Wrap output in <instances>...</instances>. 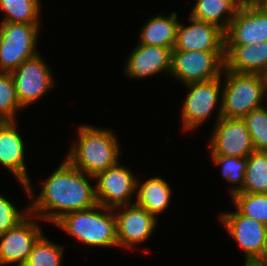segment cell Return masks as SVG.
Masks as SVG:
<instances>
[{
    "mask_svg": "<svg viewBox=\"0 0 267 266\" xmlns=\"http://www.w3.org/2000/svg\"><path fill=\"white\" fill-rule=\"evenodd\" d=\"M225 51H172L170 76L183 85L212 80L222 76Z\"/></svg>",
    "mask_w": 267,
    "mask_h": 266,
    "instance_id": "52a82bcc",
    "label": "cell"
},
{
    "mask_svg": "<svg viewBox=\"0 0 267 266\" xmlns=\"http://www.w3.org/2000/svg\"><path fill=\"white\" fill-rule=\"evenodd\" d=\"M40 0H0L1 23L40 24Z\"/></svg>",
    "mask_w": 267,
    "mask_h": 266,
    "instance_id": "7402d4cb",
    "label": "cell"
},
{
    "mask_svg": "<svg viewBox=\"0 0 267 266\" xmlns=\"http://www.w3.org/2000/svg\"><path fill=\"white\" fill-rule=\"evenodd\" d=\"M221 77L203 82H194L184 85L188 88V93L182 103L181 120L184 130L198 128L214 112L219 103L217 122L221 119L222 92ZM221 92V93H220ZM221 94V95H220ZM206 119V120H205Z\"/></svg>",
    "mask_w": 267,
    "mask_h": 266,
    "instance_id": "8992f818",
    "label": "cell"
},
{
    "mask_svg": "<svg viewBox=\"0 0 267 266\" xmlns=\"http://www.w3.org/2000/svg\"><path fill=\"white\" fill-rule=\"evenodd\" d=\"M242 119L250 133L254 150L267 151V109L265 106L252 110Z\"/></svg>",
    "mask_w": 267,
    "mask_h": 266,
    "instance_id": "83f0119b",
    "label": "cell"
},
{
    "mask_svg": "<svg viewBox=\"0 0 267 266\" xmlns=\"http://www.w3.org/2000/svg\"><path fill=\"white\" fill-rule=\"evenodd\" d=\"M219 216L224 228L244 252L245 261H256L261 256L267 226L242 215L237 209L235 212H222Z\"/></svg>",
    "mask_w": 267,
    "mask_h": 266,
    "instance_id": "9a60e30c",
    "label": "cell"
},
{
    "mask_svg": "<svg viewBox=\"0 0 267 266\" xmlns=\"http://www.w3.org/2000/svg\"><path fill=\"white\" fill-rule=\"evenodd\" d=\"M214 125L208 144L211 155L246 158L254 151L250 133L243 119L222 116Z\"/></svg>",
    "mask_w": 267,
    "mask_h": 266,
    "instance_id": "7c38bea8",
    "label": "cell"
},
{
    "mask_svg": "<svg viewBox=\"0 0 267 266\" xmlns=\"http://www.w3.org/2000/svg\"><path fill=\"white\" fill-rule=\"evenodd\" d=\"M116 135L107 128L80 125L75 141L66 159L77 169L95 176L119 162L120 147Z\"/></svg>",
    "mask_w": 267,
    "mask_h": 266,
    "instance_id": "7a4b0ae2",
    "label": "cell"
},
{
    "mask_svg": "<svg viewBox=\"0 0 267 266\" xmlns=\"http://www.w3.org/2000/svg\"><path fill=\"white\" fill-rule=\"evenodd\" d=\"M267 67V41L254 45H225V68L240 73H260Z\"/></svg>",
    "mask_w": 267,
    "mask_h": 266,
    "instance_id": "ac0fdd59",
    "label": "cell"
},
{
    "mask_svg": "<svg viewBox=\"0 0 267 266\" xmlns=\"http://www.w3.org/2000/svg\"><path fill=\"white\" fill-rule=\"evenodd\" d=\"M256 262L267 264V232L265 235L264 246L261 252V256L256 260Z\"/></svg>",
    "mask_w": 267,
    "mask_h": 266,
    "instance_id": "4dcf8cb0",
    "label": "cell"
},
{
    "mask_svg": "<svg viewBox=\"0 0 267 266\" xmlns=\"http://www.w3.org/2000/svg\"><path fill=\"white\" fill-rule=\"evenodd\" d=\"M224 37L225 45H254L267 41V10L262 5L238 8Z\"/></svg>",
    "mask_w": 267,
    "mask_h": 266,
    "instance_id": "5bb4252c",
    "label": "cell"
},
{
    "mask_svg": "<svg viewBox=\"0 0 267 266\" xmlns=\"http://www.w3.org/2000/svg\"><path fill=\"white\" fill-rule=\"evenodd\" d=\"M212 162L215 165L221 167L222 176L225 180L233 185L229 190L233 196L235 193L239 192L243 187L244 175L247 169V157H235L227 155H211Z\"/></svg>",
    "mask_w": 267,
    "mask_h": 266,
    "instance_id": "484cf974",
    "label": "cell"
},
{
    "mask_svg": "<svg viewBox=\"0 0 267 266\" xmlns=\"http://www.w3.org/2000/svg\"><path fill=\"white\" fill-rule=\"evenodd\" d=\"M120 208V212H117ZM114 208L118 247L133 248L152 236L158 219L135 202ZM122 208V209H121Z\"/></svg>",
    "mask_w": 267,
    "mask_h": 266,
    "instance_id": "30bf717a",
    "label": "cell"
},
{
    "mask_svg": "<svg viewBox=\"0 0 267 266\" xmlns=\"http://www.w3.org/2000/svg\"><path fill=\"white\" fill-rule=\"evenodd\" d=\"M261 80H262V84L264 87V92L267 96V67L265 69H263L260 73H259Z\"/></svg>",
    "mask_w": 267,
    "mask_h": 266,
    "instance_id": "1f68e13d",
    "label": "cell"
},
{
    "mask_svg": "<svg viewBox=\"0 0 267 266\" xmlns=\"http://www.w3.org/2000/svg\"><path fill=\"white\" fill-rule=\"evenodd\" d=\"M234 3L240 7H247V6H261L264 0H233Z\"/></svg>",
    "mask_w": 267,
    "mask_h": 266,
    "instance_id": "f546056e",
    "label": "cell"
},
{
    "mask_svg": "<svg viewBox=\"0 0 267 266\" xmlns=\"http://www.w3.org/2000/svg\"><path fill=\"white\" fill-rule=\"evenodd\" d=\"M189 20L191 22L189 26H184L179 22L173 50L225 51V37L222 30L191 16Z\"/></svg>",
    "mask_w": 267,
    "mask_h": 266,
    "instance_id": "2e32d148",
    "label": "cell"
},
{
    "mask_svg": "<svg viewBox=\"0 0 267 266\" xmlns=\"http://www.w3.org/2000/svg\"><path fill=\"white\" fill-rule=\"evenodd\" d=\"M139 182L137 179L135 203L158 219V215L168 208L173 190L168 182L158 176L151 177L142 184Z\"/></svg>",
    "mask_w": 267,
    "mask_h": 266,
    "instance_id": "ffe728a7",
    "label": "cell"
},
{
    "mask_svg": "<svg viewBox=\"0 0 267 266\" xmlns=\"http://www.w3.org/2000/svg\"><path fill=\"white\" fill-rule=\"evenodd\" d=\"M41 24L0 23V71L11 72L36 56Z\"/></svg>",
    "mask_w": 267,
    "mask_h": 266,
    "instance_id": "5b68a950",
    "label": "cell"
},
{
    "mask_svg": "<svg viewBox=\"0 0 267 266\" xmlns=\"http://www.w3.org/2000/svg\"><path fill=\"white\" fill-rule=\"evenodd\" d=\"M54 225L87 247H118L114 210L102 205L67 213Z\"/></svg>",
    "mask_w": 267,
    "mask_h": 266,
    "instance_id": "3957f363",
    "label": "cell"
},
{
    "mask_svg": "<svg viewBox=\"0 0 267 266\" xmlns=\"http://www.w3.org/2000/svg\"><path fill=\"white\" fill-rule=\"evenodd\" d=\"M90 178L94 176L77 169L65 158L42 182L41 192L29 206L32 217L54 224L67 213L96 206L95 186L90 185Z\"/></svg>",
    "mask_w": 267,
    "mask_h": 266,
    "instance_id": "6da1fadb",
    "label": "cell"
},
{
    "mask_svg": "<svg viewBox=\"0 0 267 266\" xmlns=\"http://www.w3.org/2000/svg\"><path fill=\"white\" fill-rule=\"evenodd\" d=\"M25 210L20 212L9 199L0 194V234L21 222L29 214V206Z\"/></svg>",
    "mask_w": 267,
    "mask_h": 266,
    "instance_id": "f1b7e54d",
    "label": "cell"
},
{
    "mask_svg": "<svg viewBox=\"0 0 267 266\" xmlns=\"http://www.w3.org/2000/svg\"><path fill=\"white\" fill-rule=\"evenodd\" d=\"M239 192L267 193V151L254 150L247 157L243 187Z\"/></svg>",
    "mask_w": 267,
    "mask_h": 266,
    "instance_id": "603a6c76",
    "label": "cell"
},
{
    "mask_svg": "<svg viewBox=\"0 0 267 266\" xmlns=\"http://www.w3.org/2000/svg\"><path fill=\"white\" fill-rule=\"evenodd\" d=\"M10 73L22 108L34 104L55 86L51 69L39 53L23 61Z\"/></svg>",
    "mask_w": 267,
    "mask_h": 266,
    "instance_id": "ba28073f",
    "label": "cell"
},
{
    "mask_svg": "<svg viewBox=\"0 0 267 266\" xmlns=\"http://www.w3.org/2000/svg\"><path fill=\"white\" fill-rule=\"evenodd\" d=\"M172 51L170 48L137 44L128 56L125 71L128 77L145 78L163 72L171 73Z\"/></svg>",
    "mask_w": 267,
    "mask_h": 266,
    "instance_id": "e0dca14e",
    "label": "cell"
},
{
    "mask_svg": "<svg viewBox=\"0 0 267 266\" xmlns=\"http://www.w3.org/2000/svg\"><path fill=\"white\" fill-rule=\"evenodd\" d=\"M238 8L233 0H196L189 16L213 24L225 33Z\"/></svg>",
    "mask_w": 267,
    "mask_h": 266,
    "instance_id": "44dd1931",
    "label": "cell"
},
{
    "mask_svg": "<svg viewBox=\"0 0 267 266\" xmlns=\"http://www.w3.org/2000/svg\"><path fill=\"white\" fill-rule=\"evenodd\" d=\"M262 6L267 10V0H264Z\"/></svg>",
    "mask_w": 267,
    "mask_h": 266,
    "instance_id": "836d02e7",
    "label": "cell"
},
{
    "mask_svg": "<svg viewBox=\"0 0 267 266\" xmlns=\"http://www.w3.org/2000/svg\"><path fill=\"white\" fill-rule=\"evenodd\" d=\"M31 216L29 212L16 226L0 234V266L13 263L23 266L27 262L34 244L43 235L41 226L30 220Z\"/></svg>",
    "mask_w": 267,
    "mask_h": 266,
    "instance_id": "8fae6325",
    "label": "cell"
},
{
    "mask_svg": "<svg viewBox=\"0 0 267 266\" xmlns=\"http://www.w3.org/2000/svg\"><path fill=\"white\" fill-rule=\"evenodd\" d=\"M64 246L49 241L44 234L34 244L23 266H63Z\"/></svg>",
    "mask_w": 267,
    "mask_h": 266,
    "instance_id": "cb8c5ba5",
    "label": "cell"
},
{
    "mask_svg": "<svg viewBox=\"0 0 267 266\" xmlns=\"http://www.w3.org/2000/svg\"><path fill=\"white\" fill-rule=\"evenodd\" d=\"M221 115L226 118H244L262 106L266 94L258 73H240L224 67Z\"/></svg>",
    "mask_w": 267,
    "mask_h": 266,
    "instance_id": "277c9868",
    "label": "cell"
},
{
    "mask_svg": "<svg viewBox=\"0 0 267 266\" xmlns=\"http://www.w3.org/2000/svg\"><path fill=\"white\" fill-rule=\"evenodd\" d=\"M21 109L11 73L0 71V122H17L16 113Z\"/></svg>",
    "mask_w": 267,
    "mask_h": 266,
    "instance_id": "4316f807",
    "label": "cell"
},
{
    "mask_svg": "<svg viewBox=\"0 0 267 266\" xmlns=\"http://www.w3.org/2000/svg\"><path fill=\"white\" fill-rule=\"evenodd\" d=\"M177 13L151 17L141 28L139 44L174 49L179 21Z\"/></svg>",
    "mask_w": 267,
    "mask_h": 266,
    "instance_id": "d6986e66",
    "label": "cell"
},
{
    "mask_svg": "<svg viewBox=\"0 0 267 266\" xmlns=\"http://www.w3.org/2000/svg\"><path fill=\"white\" fill-rule=\"evenodd\" d=\"M245 266H267V264L259 263L256 261H245Z\"/></svg>",
    "mask_w": 267,
    "mask_h": 266,
    "instance_id": "d6a6232c",
    "label": "cell"
},
{
    "mask_svg": "<svg viewBox=\"0 0 267 266\" xmlns=\"http://www.w3.org/2000/svg\"><path fill=\"white\" fill-rule=\"evenodd\" d=\"M119 164L120 162L94 176L97 202L110 209L131 204L130 199L136 194V176L129 167Z\"/></svg>",
    "mask_w": 267,
    "mask_h": 266,
    "instance_id": "9c48e42d",
    "label": "cell"
},
{
    "mask_svg": "<svg viewBox=\"0 0 267 266\" xmlns=\"http://www.w3.org/2000/svg\"><path fill=\"white\" fill-rule=\"evenodd\" d=\"M236 209L267 226V193L237 192L231 196Z\"/></svg>",
    "mask_w": 267,
    "mask_h": 266,
    "instance_id": "d4e9b609",
    "label": "cell"
},
{
    "mask_svg": "<svg viewBox=\"0 0 267 266\" xmlns=\"http://www.w3.org/2000/svg\"><path fill=\"white\" fill-rule=\"evenodd\" d=\"M24 158L25 142L18 132L16 121L0 122V164L17 177L29 199H34V189L28 178Z\"/></svg>",
    "mask_w": 267,
    "mask_h": 266,
    "instance_id": "4fadbf2b",
    "label": "cell"
}]
</instances>
